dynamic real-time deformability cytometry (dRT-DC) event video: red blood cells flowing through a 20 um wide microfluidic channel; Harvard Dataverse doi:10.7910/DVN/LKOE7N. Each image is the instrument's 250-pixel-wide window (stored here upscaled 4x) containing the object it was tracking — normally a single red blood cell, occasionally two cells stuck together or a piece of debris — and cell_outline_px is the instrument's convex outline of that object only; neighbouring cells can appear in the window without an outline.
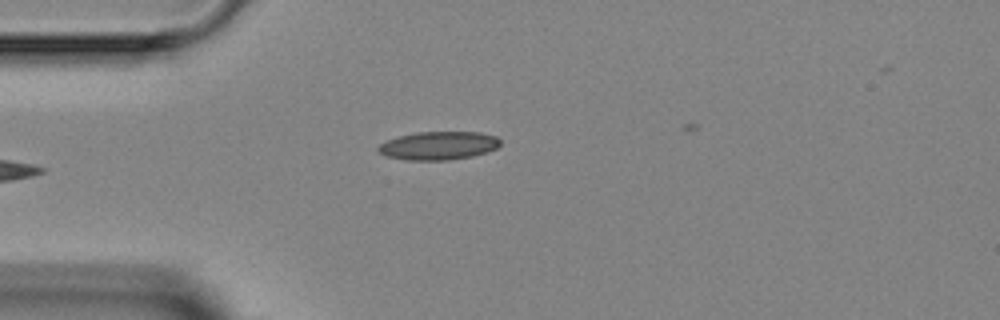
{"species": "Egyptian fruit bat (a non-hibernating species)", "species_latin": "Rousettus aegyptiacus", "temperature_condition": "room temperature", "stored_images_in_passage": 5, "camera_frame_rate_fps": 3000, "um_per_image_px": 0.085, "animal": {"sex": "female"}, "frame": {"image": 1, "passage_image": 5, "time_ms": 5.333, "image_size_px": [1000, 320], "cell_outline_px": [[500, 144], [496, 148], [488, 152], [472, 156], [448, 160], [404, 160], [384, 156], [376, 152], [376, 148], [380, 144], [388, 140], [400, 136], [416, 132], [480, 132], [496, 136], [500, 140]], "centroid_in_image_um": [37.24, 12.38], "position_along_channel_um": 47.8, "area_um2": 20.29}}